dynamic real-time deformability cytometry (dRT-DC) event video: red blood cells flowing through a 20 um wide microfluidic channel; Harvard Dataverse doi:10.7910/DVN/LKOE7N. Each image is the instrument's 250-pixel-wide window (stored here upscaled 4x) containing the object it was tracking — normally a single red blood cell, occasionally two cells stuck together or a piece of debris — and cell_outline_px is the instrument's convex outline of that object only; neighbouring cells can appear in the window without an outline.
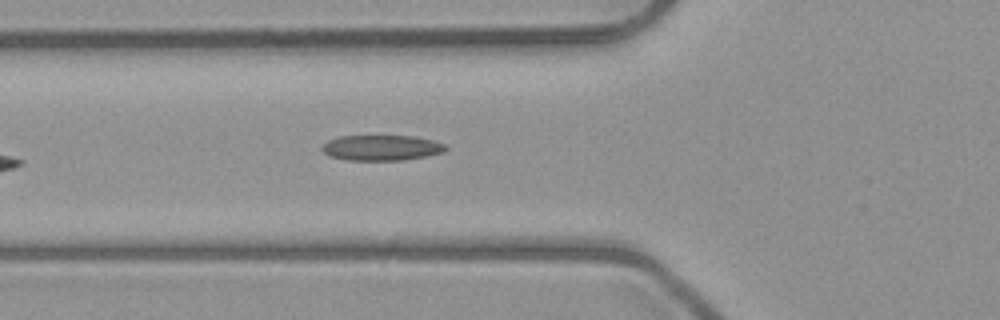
{"species": "common noctule bat (a hibernating species)", "species_latin": "Nyctalus noctula", "temperature_condition": "room temperature", "stored_images_in_passage": 7, "camera_frame_rate_fps": 3000, "um_per_image_px": 0.085, "animal": {"sex": "male", "body_mass_g": 23.1, "forearm_length_mm": 52.7}, "frame": {"image": 1, "passage_image": 7, "time_ms": 7.667, "image_size_px": [1000, 320], "cell_outline_px": [[448, 148], [444, 152], [404, 160], [348, 160], [328, 156], [320, 148], [328, 140], [340, 136], [412, 136], [432, 140], [444, 144]], "centroid_in_image_um": [32.4, 12.56], "position_along_channel_um": 93.4, "area_um2": 18.26}}